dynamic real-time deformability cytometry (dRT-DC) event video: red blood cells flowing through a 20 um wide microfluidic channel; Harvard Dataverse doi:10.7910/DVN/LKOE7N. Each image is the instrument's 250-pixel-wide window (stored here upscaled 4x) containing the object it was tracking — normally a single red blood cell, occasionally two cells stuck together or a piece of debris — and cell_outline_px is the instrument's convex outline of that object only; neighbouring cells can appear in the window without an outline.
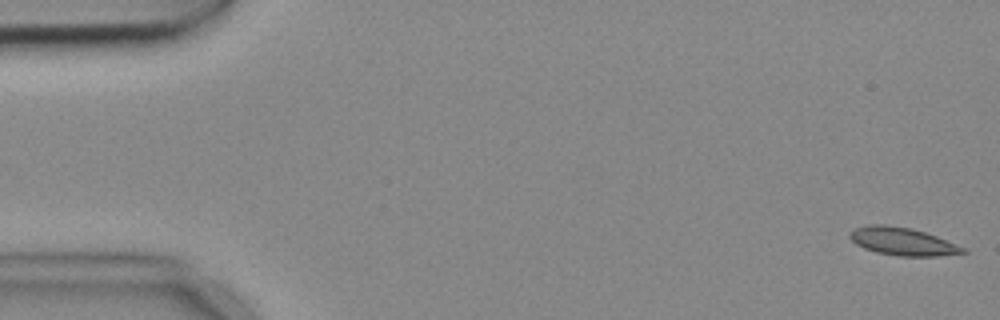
{"species": "common noctule bat (a hibernating species)", "species_latin": "Nyctalus noctula", "temperature_condition": "cold", "stored_images_in_passage": 5, "camera_frame_rate_fps": 3000, "um_per_image_px": 0.085, "animal": {"sex": "female", "body_mass_g": 18.4}, "frame": {"image": 1, "passage_image": 1, "time_ms": 0.0, "image_size_px": [1000, 320], "cell_outline_px": [[968, 252], [936, 256], [900, 256], [876, 252], [864, 248], [856, 244], [848, 236], [856, 228], [868, 224], [884, 224], [912, 228], [936, 236], [968, 248]], "centroid_in_image_um": [76.75, 20.52], "position_along_channel_um": 8.3, "area_um2": 18.32}}